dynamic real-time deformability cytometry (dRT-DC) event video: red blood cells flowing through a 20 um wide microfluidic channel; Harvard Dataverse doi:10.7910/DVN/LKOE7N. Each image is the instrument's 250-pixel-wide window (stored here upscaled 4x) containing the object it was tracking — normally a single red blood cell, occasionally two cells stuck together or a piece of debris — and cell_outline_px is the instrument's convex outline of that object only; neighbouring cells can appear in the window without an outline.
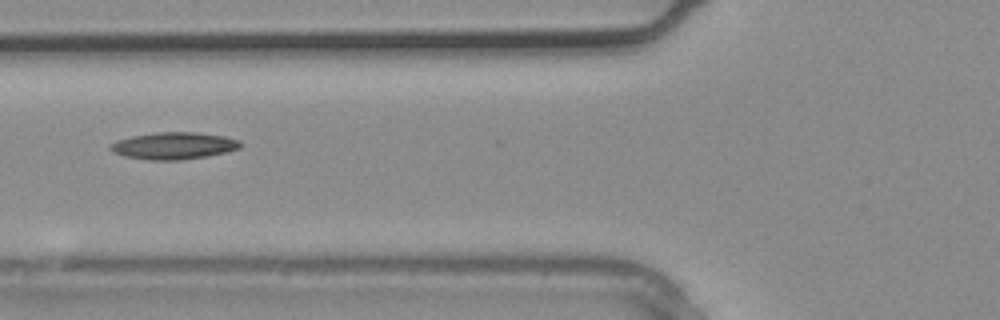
{"species": "common noctule bat (a hibernating species)", "species_latin": "Nyctalus noctula", "temperature_condition": "warm", "stored_images_in_passage": 3, "camera_frame_rate_fps": 3000, "um_per_image_px": 0.085, "animal": {"sex": "male", "body_mass_g": 20.4}, "frame": {"image": 1, "passage_image": 3, "time_ms": 0.667, "image_size_px": [1000, 320], "cell_outline_px": [[244, 144], [240, 148], [228, 152], [208, 156], [180, 160], [148, 160], [124, 156], [112, 152], [108, 148], [108, 144], [116, 140], [132, 136], [156, 132], [196, 132], [224, 136], [240, 140]], "centroid_in_image_um": [14.77, 12.39], "position_along_channel_um": 111.0, "area_um2": 20.81}}